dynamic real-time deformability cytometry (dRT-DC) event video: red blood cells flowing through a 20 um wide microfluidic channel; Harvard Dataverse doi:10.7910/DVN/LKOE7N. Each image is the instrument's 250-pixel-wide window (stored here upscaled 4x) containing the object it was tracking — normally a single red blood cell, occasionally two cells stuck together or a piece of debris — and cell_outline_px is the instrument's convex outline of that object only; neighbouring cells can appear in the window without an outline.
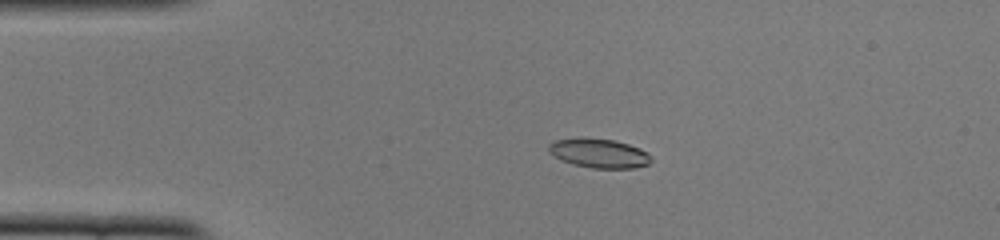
{"species": "common noctule bat (a hibernating species)", "species_latin": "Nyctalus noctula", "temperature_condition": "cold", "stored_images_in_passage": 50, "camera_frame_rate_fps": 3000, "um_per_image_px": 0.085, "animal": {"sex": "female", "body_mass_g": 22.0, "forearm_length_mm": 56.7}, "frame": {"image": 1, "passage_image": 9, "time_ms": 2.667, "image_size_px": [1000, 240], "cell_outline_px": [[652, 160], [648, 164], [636, 168], [592, 168], [572, 164], [560, 160], [548, 152], [548, 144], [556, 140], [576, 136], [580, 136], [616, 140], [640, 148], [648, 152], [652, 156]], "centroid_in_image_um": [50.9, 13.0], "position_along_channel_um": 34.1, "area_um2": 17.98}}
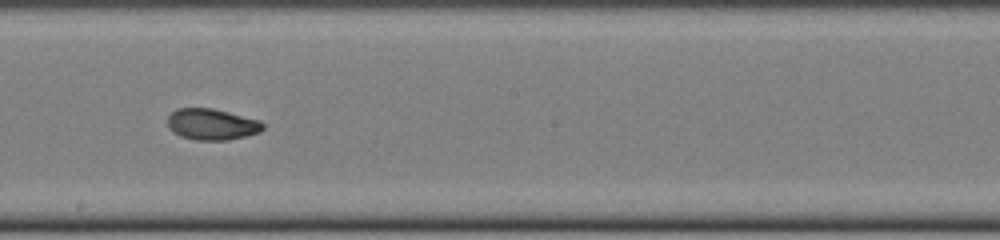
{"frame": {"image": 2, "passage_image": 27, "time_ms": 8.667, "image_size_px": [1000, 240], "cell_outline_px": [[264, 128], [260, 132], [248, 136], [228, 140], [196, 140], [180, 136], [172, 132], [168, 128], [168, 116], [176, 108], [212, 108], [260, 120], [264, 124]], "centroid_in_image_um": [18.01, 10.57], "position_along_channel_um": 230.2, "area_um2": 17.51}}
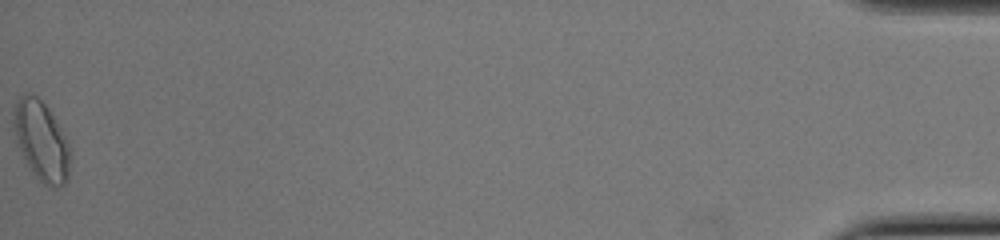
{"frame": {"image": 3, "passage_image": 50, "time_ms": 16.333, "image_size_px": [1000, 240], "cell_outline_px": [[72, 152], [68, 180], [64, 184], [52, 188], [48, 188], [32, 172], [16, 140], [12, 128], [12, 112], [16, 100], [24, 92], [32, 92], [48, 108], [60, 128]], "centroid_in_image_um": [3.5, 11.96], "position_along_channel_um": 431.7, "area_um2": 26.47}, "authors_computed_cell_mechanics": {"area_um2": 17.6579, "velocity_mm_per_s": 3.9106, "shape_relaxation_time_tau1_ms": 4.5564, "shape_relaxation_time_tau2_ms": 1.837, "deformation_change_tau1": 0.1823, "deformation_change_tau2": 0.067}}